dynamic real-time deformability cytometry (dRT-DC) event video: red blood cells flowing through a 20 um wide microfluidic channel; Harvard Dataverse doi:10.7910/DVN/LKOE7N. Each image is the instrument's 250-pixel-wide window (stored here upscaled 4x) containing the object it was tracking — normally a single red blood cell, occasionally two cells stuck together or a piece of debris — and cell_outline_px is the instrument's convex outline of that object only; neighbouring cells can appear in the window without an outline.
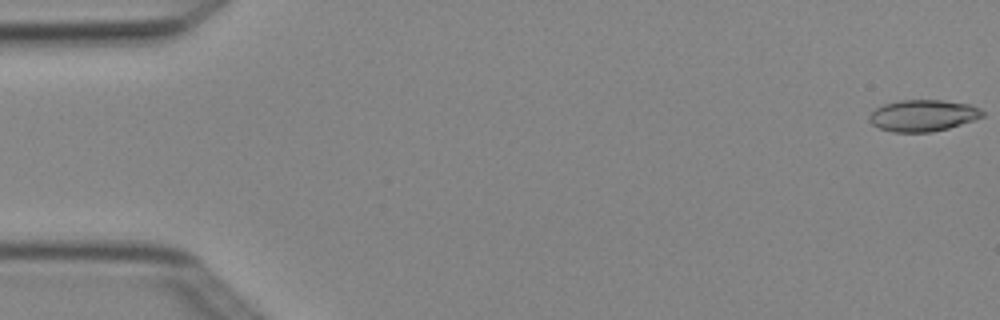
{"species": "Egyptian fruit bat (a non-hibernating species)", "species_latin": "Rousettus aegyptiacus", "temperature_condition": "cold", "stored_images_in_passage": 4, "camera_frame_rate_fps": 3000, "um_per_image_px": 0.085, "animal": {"sex": "female"}, "frame": {"image": 1, "passage_image": 1, "time_ms": 0.0, "image_size_px": [1000, 320], "cell_outline_px": [[984, 116], [948, 128], [932, 132], [892, 132], [880, 128], [872, 124], [868, 120], [868, 116], [876, 108], [884, 104], [900, 100], [940, 100], [972, 104], [980, 108], [984, 112]], "centroid_in_image_um": [78.45, 9.81], "position_along_channel_um": 6.6, "area_um2": 20.81}}